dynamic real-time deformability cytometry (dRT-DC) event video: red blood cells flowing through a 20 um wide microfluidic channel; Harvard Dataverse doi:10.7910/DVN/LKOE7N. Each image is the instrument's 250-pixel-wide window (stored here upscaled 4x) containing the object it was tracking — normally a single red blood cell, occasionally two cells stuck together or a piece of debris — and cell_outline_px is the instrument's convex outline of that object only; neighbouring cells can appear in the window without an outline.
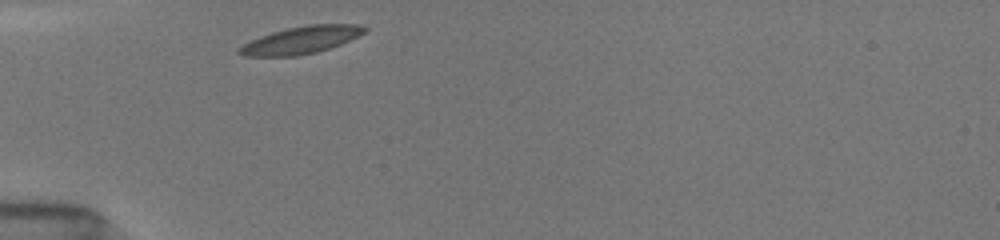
{"species": "common noctule bat (a hibernating species)", "species_latin": "Nyctalus noctula", "temperature_condition": "room temperature", "stored_images_in_passage": 19, "camera_frame_rate_fps": 3000, "um_per_image_px": 0.085, "animal": {"sex": "female", "body_mass_g": 19.5, "forearm_length_mm": 54.1}, "frame": {"image": 1, "passage_image": 1, "time_ms": 0.0, "image_size_px": [1000, 240], "cell_outline_px": [[368, 28], [364, 32], [340, 44], [316, 52], [296, 56], [244, 56], [236, 52], [236, 48], [260, 36], [272, 32], [288, 28], [308, 24], [360, 24]], "centroid_in_image_um": [25.55, 3.4], "position_along_channel_um": 59.4, "area_um2": 19.77}}
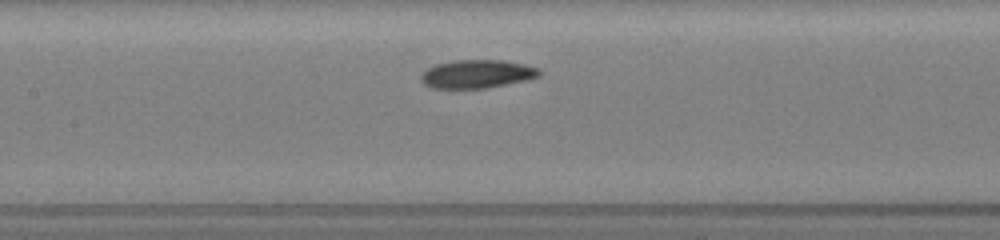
{"frame": {"image": 2, "passage_image": 7, "time_ms": 3.0, "image_size_px": [1000, 240], "cell_outline_px": [[540, 76], [524, 80], [484, 88], [432, 88], [424, 84], [420, 80], [420, 76], [428, 68], [436, 64], [452, 60], [504, 60], [524, 64], [540, 68]], "centroid_in_image_um": [40.53, 6.27], "position_along_channel_um": 166.9, "area_um2": 19.42}}
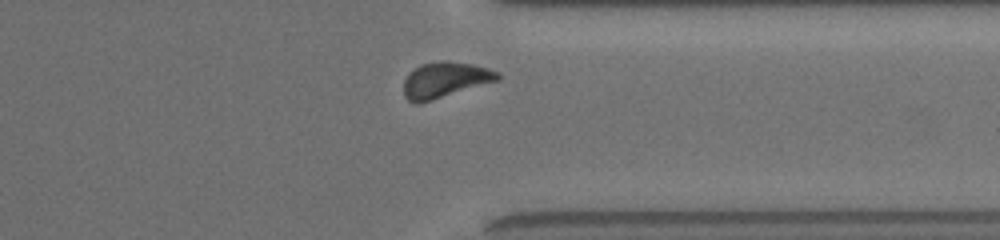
{"frame": {"image": 3, "passage_image": 17, "time_ms": 8.333, "image_size_px": [1000, 240], "cell_outline_px": [[500, 80], [428, 100], [408, 100], [404, 96], [404, 80], [408, 72], [420, 64], [440, 60], [448, 60], [472, 64], [488, 68], [500, 72]], "centroid_in_image_um": [37.85, 6.72], "position_along_channel_um": 373.5, "area_um2": 19.13}, "authors_computed_cell_mechanics": {"area_um2": 19.2474, "velocity_mm_per_s": 3.8851, "shape_relaxation_time_tau1_ms": 2.2159, "shape_relaxation_time_tau2_ms": 4.067, "deformation_change_tau1": 0.0825, "deformation_change_tau2": 0.0843}}